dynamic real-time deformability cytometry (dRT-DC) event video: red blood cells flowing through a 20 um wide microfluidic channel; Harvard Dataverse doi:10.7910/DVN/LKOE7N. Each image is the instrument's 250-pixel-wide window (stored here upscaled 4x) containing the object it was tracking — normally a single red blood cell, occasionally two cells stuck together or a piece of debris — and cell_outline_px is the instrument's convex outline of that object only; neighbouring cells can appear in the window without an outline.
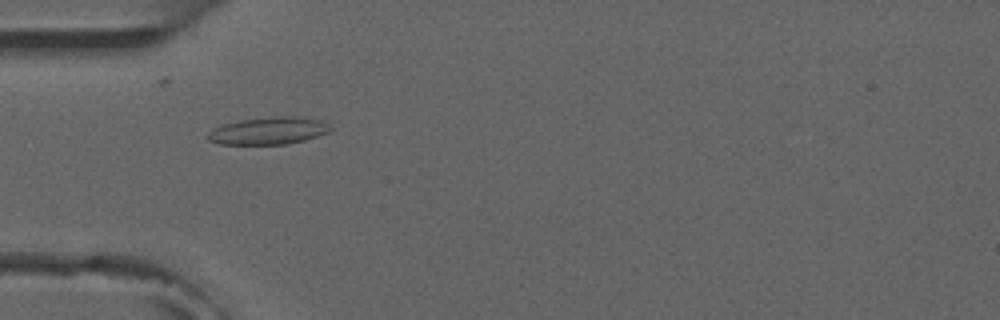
{"species": "common noctule bat (a hibernating species)", "species_latin": "Nyctalus noctula", "temperature_condition": "room temperature", "stored_images_in_passage": 4, "camera_frame_rate_fps": 3000, "um_per_image_px": 0.085, "animal": {"sex": "male", "forearm_length_mm": 52.5}, "frame": {"image": 1, "passage_image": 2, "time_ms": 1.0, "image_size_px": [1000, 320], "cell_outline_px": [[332, 128], [328, 132], [304, 140], [288, 144], [220, 144], [208, 140], [204, 136], [212, 128], [220, 124], [240, 120], [276, 116], [292, 116], [320, 120], [328, 124]], "centroid_in_image_um": [22.75, 11.11], "position_along_channel_um": 62.3, "area_um2": 19.59}}
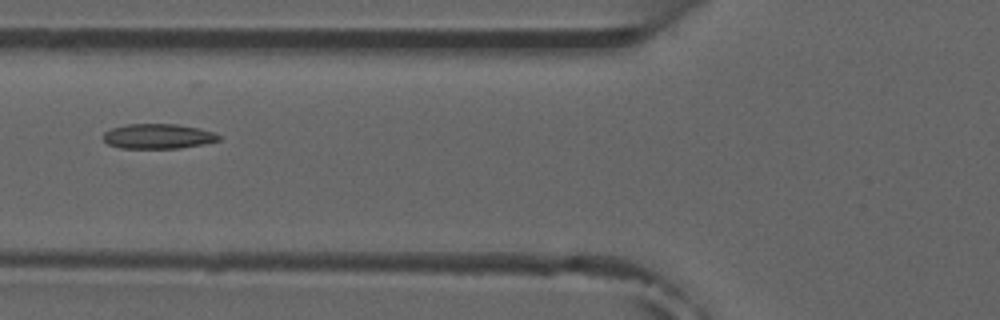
{"frame": {"image": 2, "passage_image": 3, "time_ms": 2.333, "image_size_px": [1000, 320], "cell_outline_px": [[220, 140], [204, 144], [180, 148], [120, 148], [108, 144], [104, 140], [104, 132], [112, 128], [128, 124], [176, 124], [200, 128], [212, 132], [220, 136]], "centroid_in_image_um": [13.44, 11.58], "position_along_channel_um": 112.4, "area_um2": 16.7}}
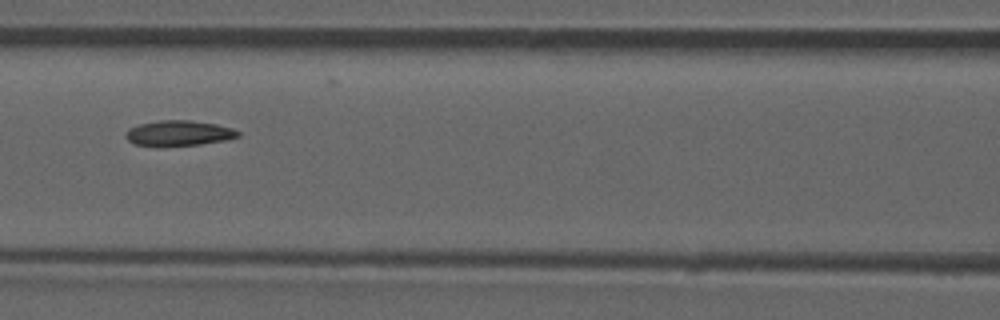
{"frame": {"image": 3, "passage_image": 4, "time_ms": 3.333, "image_size_px": [1000, 320], "cell_outline_px": [[240, 136], [224, 140], [200, 144], [160, 148], [156, 148], [136, 144], [128, 140], [124, 136], [124, 132], [128, 128], [140, 124], [160, 120], [188, 120], [216, 124], [232, 128], [240, 132]], "centroid_in_image_um": [15.13, 11.34], "position_along_channel_um": 151.5, "area_um2": 16.99}}